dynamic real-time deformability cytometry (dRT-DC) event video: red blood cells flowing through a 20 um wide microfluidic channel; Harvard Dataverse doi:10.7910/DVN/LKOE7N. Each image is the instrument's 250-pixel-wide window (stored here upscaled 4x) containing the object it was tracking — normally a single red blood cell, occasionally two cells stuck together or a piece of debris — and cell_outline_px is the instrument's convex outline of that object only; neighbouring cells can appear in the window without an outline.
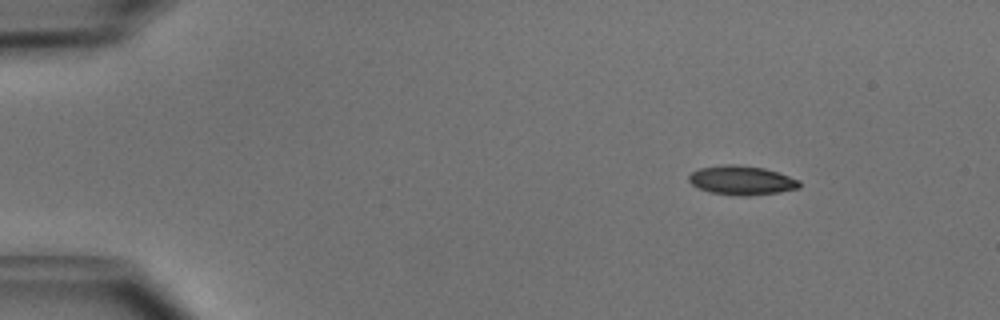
{"species": "common noctule bat (a hibernating species)", "species_latin": "Nyctalus noctula", "temperature_condition": "cold", "stored_images_in_passage": 45, "camera_frame_rate_fps": 3000, "um_per_image_px": 0.085, "animal": {"sex": "male", "body_mass_g": 15.6}, "frame": {"image": 1, "passage_image": 1, "time_ms": 0.0, "image_size_px": [1000, 320], "cell_outline_px": [[800, 188], [780, 192], [748, 196], [736, 196], [708, 192], [692, 184], [688, 180], [688, 176], [692, 172], [700, 168], [720, 164], [736, 164], [764, 168], [780, 172], [800, 180]], "centroid_in_image_um": [63.06, 15.32], "position_along_channel_um": 21.9, "area_um2": 19.07}}
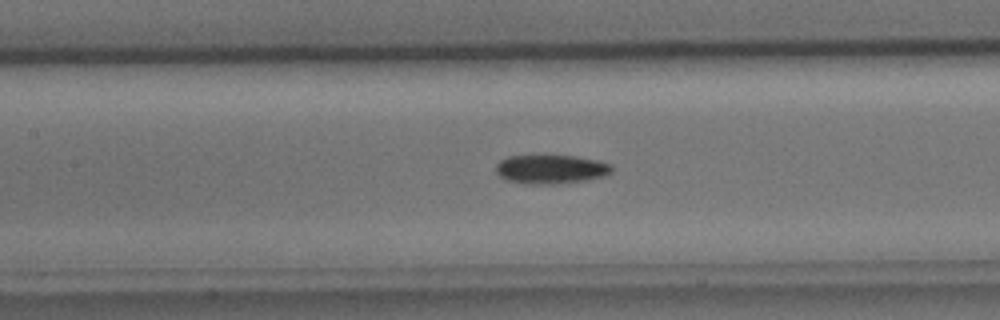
{"frame": {"image": 2, "passage_image": 18, "time_ms": 5.667, "image_size_px": [1000, 320], "cell_outline_px": [[612, 172], [604, 176], [588, 180], [552, 184], [528, 184], [508, 180], [500, 176], [496, 172], [496, 164], [500, 160], [508, 156], [576, 156], [596, 160], [612, 164]], "centroid_in_image_um": [46.84, 14.39], "position_along_channel_um": 160.6, "area_um2": 19.48}}
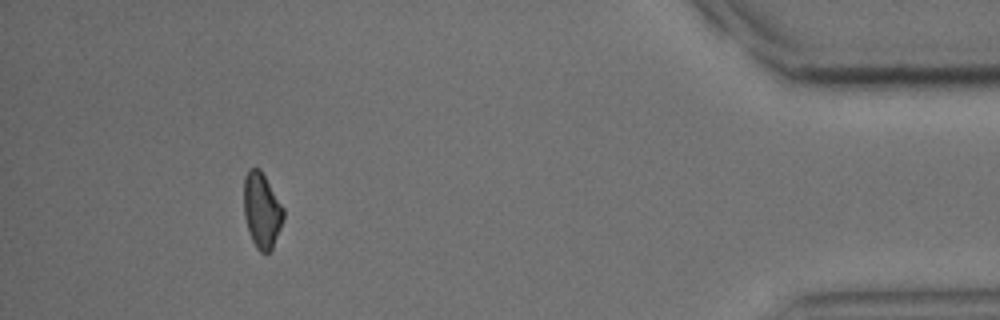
{"frame": {"image": 3, "passage_image": 41, "time_ms": 13.333, "image_size_px": [1000, 320], "cell_outline_px": [[284, 220], [272, 248], [268, 252], [260, 252], [256, 248], [248, 232], [244, 216], [244, 176], [248, 168], [260, 168], [284, 208]], "centroid_in_image_um": [22.25, 17.87], "position_along_channel_um": 413.0, "area_um2": 17.51}, "authors_computed_cell_mechanics": {"area_um2": 18.8428, "velocity_mm_per_s": 3.997, "shape_relaxation_time_tau1_ms": 4.2126, "shape_relaxation_time_tau2_ms": null, "deformation_change_tau1": 0.1054, "deformation_change_tau2": null}}